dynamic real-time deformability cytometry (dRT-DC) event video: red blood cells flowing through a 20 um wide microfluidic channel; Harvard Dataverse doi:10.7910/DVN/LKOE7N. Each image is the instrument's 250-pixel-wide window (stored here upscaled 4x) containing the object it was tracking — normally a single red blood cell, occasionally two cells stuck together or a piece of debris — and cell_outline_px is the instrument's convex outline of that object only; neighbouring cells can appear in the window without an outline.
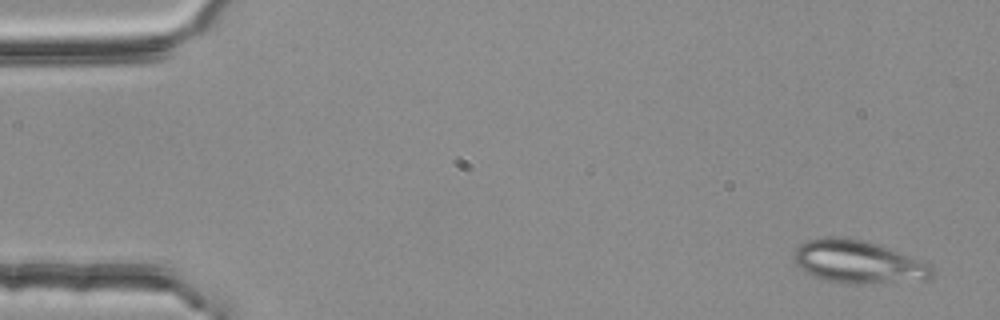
{"species": "common noctule bat (a hibernating species)", "species_latin": "Nyctalus noctula", "temperature_condition": "room temperature", "stored_images_in_passage": 3, "camera_frame_rate_fps": 3000, "um_per_image_px": 0.085, "animal": {"sex": "female", "body_mass_g": 25.1}, "frame": {"image": 1, "passage_image": 1, "time_ms": 0.0, "image_size_px": [1000, 320], "cell_outline_px": [[936, 272], [928, 280], [856, 284], [848, 284], [824, 280], [808, 272], [796, 264], [792, 260], [792, 256], [796, 248], [804, 240], [824, 236], [840, 236], [864, 240], [912, 256], [932, 264]], "centroid_in_image_um": [72.97, 22.25], "position_along_channel_um": 12.0, "area_um2": 35.03}}